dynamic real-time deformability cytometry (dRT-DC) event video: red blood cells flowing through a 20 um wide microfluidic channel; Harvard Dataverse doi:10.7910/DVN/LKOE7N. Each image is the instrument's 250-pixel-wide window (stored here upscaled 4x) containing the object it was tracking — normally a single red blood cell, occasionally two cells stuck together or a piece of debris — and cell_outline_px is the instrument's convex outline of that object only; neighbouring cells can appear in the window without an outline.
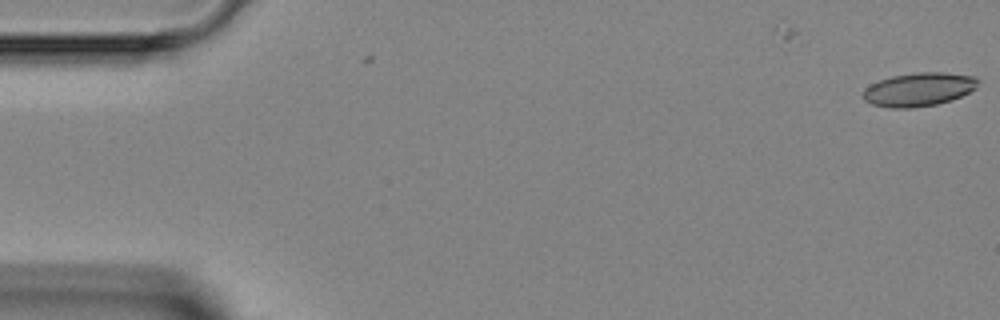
{"species": "Egyptian fruit bat (a non-hibernating species)", "species_latin": "Rousettus aegyptiacus", "temperature_condition": "room temperature", "stored_images_in_passage": 3, "camera_frame_rate_fps": 3000, "um_per_image_px": 0.085, "animal": {"sex": "female"}, "frame": {"image": 1, "passage_image": 3, "time_ms": 0.667, "image_size_px": [1000, 320], "cell_outline_px": [[980, 80], [976, 88], [952, 100], [936, 104], [912, 108], [892, 108], [872, 104], [864, 100], [864, 88], [880, 80], [892, 76], [916, 72], [944, 72], [976, 76]], "centroid_in_image_um": [78.13, 7.59], "position_along_channel_um": 6.9, "area_um2": 22.48}}